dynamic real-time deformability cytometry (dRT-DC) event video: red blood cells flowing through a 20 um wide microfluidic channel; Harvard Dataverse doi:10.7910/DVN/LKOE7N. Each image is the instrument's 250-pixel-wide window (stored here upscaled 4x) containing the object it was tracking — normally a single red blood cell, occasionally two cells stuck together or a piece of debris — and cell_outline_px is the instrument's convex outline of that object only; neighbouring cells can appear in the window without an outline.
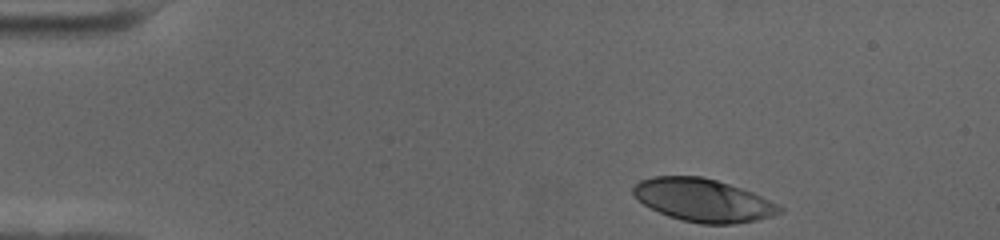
{"species": "human", "species_latin": "Homo sapiens", "temperature_condition": "cold", "stored_images_in_passage": 42, "camera_frame_rate_fps": 3000, "um_per_image_px": 0.085, "donor": {"sex": "female"}, "frame": {"image": 1, "passage_image": 1, "time_ms": 0.0, "image_size_px": [1000, 240], "cell_outline_px": [[784, 212], [772, 216], [756, 220], [732, 224], [700, 224], [680, 220], [668, 216], [644, 204], [632, 192], [632, 188], [640, 180], [652, 176], [700, 176], [716, 180], [752, 192], [784, 208]], "centroid_in_image_um": [59.77, 17.02], "position_along_channel_um": 25.2, "area_um2": 36.3}}
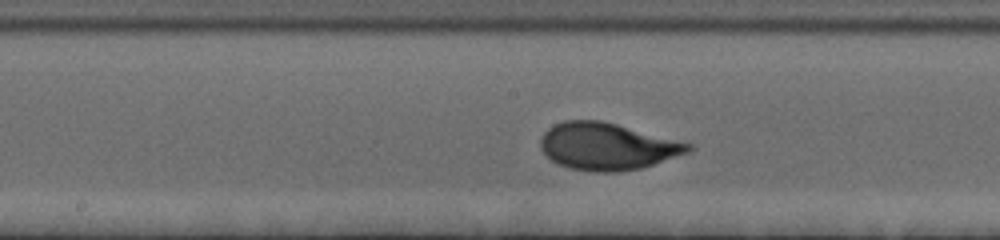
{"frame": {"image": 2, "passage_image": 23, "time_ms": 7.333, "image_size_px": [1000, 240], "cell_outline_px": [[696, 148], [688, 152], [640, 168], [620, 172], [592, 172], [568, 168], [556, 164], [540, 148], [540, 136], [548, 128], [564, 120], [600, 120], [616, 124], [692, 144]], "centroid_in_image_um": [51.57, 12.45], "position_along_channel_um": 196.6, "area_um2": 40.34}}
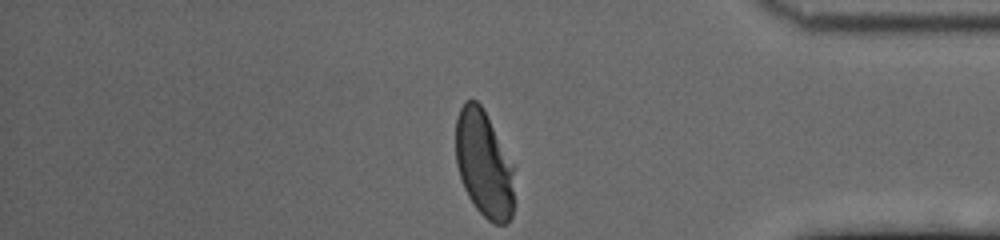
{"frame": {"image": 3, "passage_image": 42, "time_ms": 13.667, "image_size_px": [1000, 240], "cell_outline_px": [[512, 216], [508, 224], [492, 224], [476, 208], [468, 196], [464, 188], [456, 164], [456, 116], [464, 100], [476, 100], [480, 104], [512, 168]], "centroid_in_image_um": [41.07, 13.98], "position_along_channel_um": 394.1, "area_um2": 35.32}, "authors_computed_cell_mechanics": {"area_um2": 38.8416, "velocity_mm_per_s": 3.4499, "shape_relaxation_time_tau1_ms": 3.3768, "shape_relaxation_time_tau2_ms": null, "deformation_change_tau1": 0.177, "deformation_change_tau2": null}}